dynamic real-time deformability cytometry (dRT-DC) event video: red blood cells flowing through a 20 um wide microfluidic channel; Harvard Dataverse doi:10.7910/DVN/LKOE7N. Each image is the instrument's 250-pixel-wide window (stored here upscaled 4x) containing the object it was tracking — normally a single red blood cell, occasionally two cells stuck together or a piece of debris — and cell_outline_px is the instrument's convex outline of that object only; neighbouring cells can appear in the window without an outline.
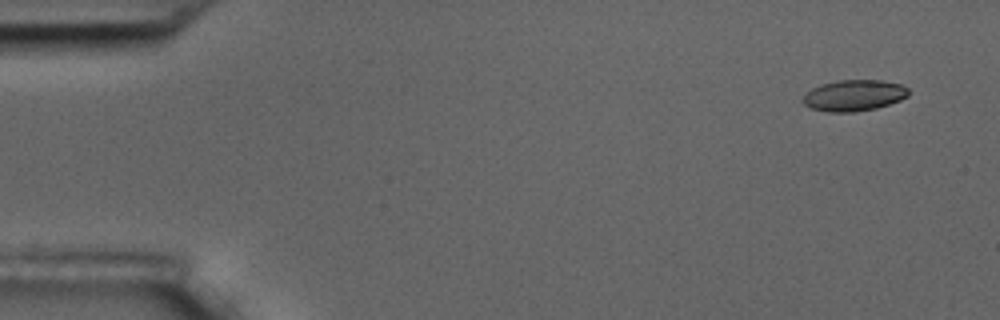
{"species": "common noctule bat (a hibernating species)", "species_latin": "Nyctalus noctula", "temperature_condition": "room temperature", "stored_images_in_passage": 4, "camera_frame_rate_fps": 3000, "um_per_image_px": 0.085, "animal": {"sex": "male", "body_mass_g": 17.5, "forearm_length_mm": 52.3}, "frame": {"image": 1, "passage_image": 1, "time_ms": 0.0, "image_size_px": [1000, 320], "cell_outline_px": [[908, 96], [900, 100], [876, 108], [852, 112], [828, 112], [812, 108], [804, 104], [800, 100], [812, 88], [820, 84], [836, 80], [880, 80], [900, 84], [908, 88]], "centroid_in_image_um": [72.57, 8.1], "position_along_channel_um": 12.4, "area_um2": 19.13}}